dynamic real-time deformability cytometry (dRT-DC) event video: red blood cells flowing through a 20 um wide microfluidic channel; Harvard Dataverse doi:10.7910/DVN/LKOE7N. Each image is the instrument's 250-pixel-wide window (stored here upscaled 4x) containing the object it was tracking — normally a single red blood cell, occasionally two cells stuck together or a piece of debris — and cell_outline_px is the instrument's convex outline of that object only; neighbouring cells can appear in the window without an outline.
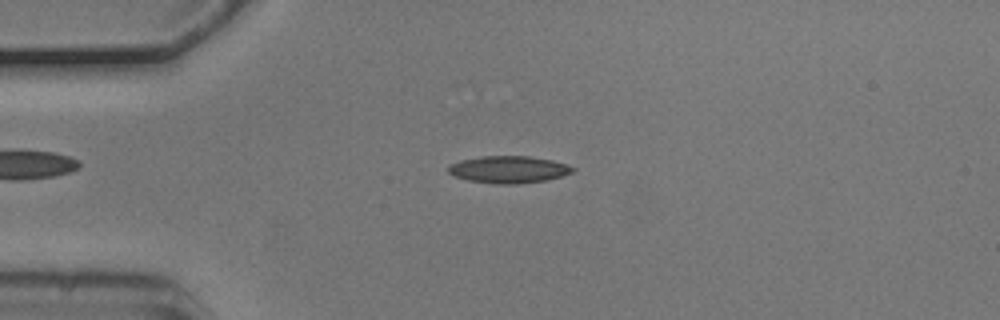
{"species": "common noctule bat (a hibernating species)", "species_latin": "Nyctalus noctula", "temperature_condition": "cold", "stored_images_in_passage": 5, "camera_frame_rate_fps": 3000, "um_per_image_px": 0.085, "animal": {"sex": "male", "body_mass_g": 20.5, "forearm_length_mm": 52.5}, "frame": {"image": 1, "passage_image": 3, "time_ms": 0.667, "image_size_px": [1000, 320], "cell_outline_px": [[576, 168], [572, 172], [548, 180], [516, 184], [492, 184], [468, 180], [452, 176], [448, 172], [448, 164], [460, 160], [480, 156], [528, 156], [552, 160], [568, 164]], "centroid_in_image_um": [43.2, 14.41], "position_along_channel_um": 41.8, "area_um2": 19.88}}